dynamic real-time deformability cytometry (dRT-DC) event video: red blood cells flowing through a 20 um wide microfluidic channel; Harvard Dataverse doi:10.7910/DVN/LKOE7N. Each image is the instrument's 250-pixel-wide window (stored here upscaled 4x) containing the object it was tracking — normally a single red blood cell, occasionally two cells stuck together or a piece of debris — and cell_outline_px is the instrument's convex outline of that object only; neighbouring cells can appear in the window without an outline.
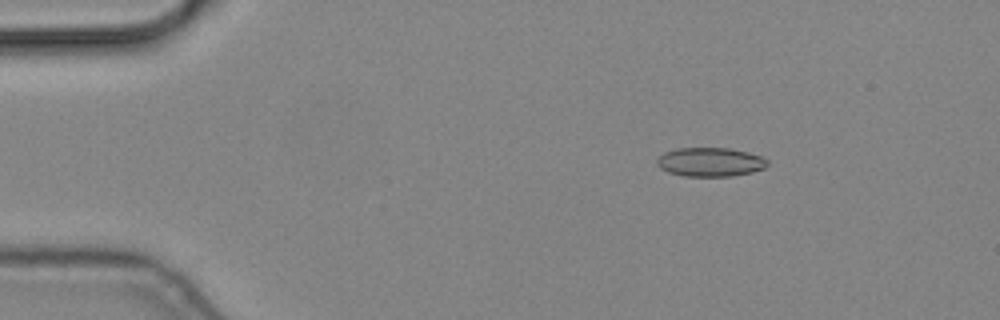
{"species": "common noctule bat (a hibernating species)", "species_latin": "Nyctalus noctula", "temperature_condition": "cold", "stored_images_in_passage": 5, "camera_frame_rate_fps": 3000, "um_per_image_px": 0.085, "animal": {"sex": "male", "body_mass_g": 19.2, "forearm_length_mm": 51.8}, "frame": {"image": 1, "passage_image": 3, "time_ms": 0.667, "image_size_px": [1000, 320], "cell_outline_px": [[768, 164], [764, 168], [752, 172], [732, 176], [684, 176], [668, 172], [660, 168], [656, 164], [656, 160], [664, 152], [676, 148], [728, 148], [748, 152], [764, 156], [768, 160]], "centroid_in_image_um": [60.38, 13.77], "position_along_channel_um": 24.6, "area_um2": 18.79}}